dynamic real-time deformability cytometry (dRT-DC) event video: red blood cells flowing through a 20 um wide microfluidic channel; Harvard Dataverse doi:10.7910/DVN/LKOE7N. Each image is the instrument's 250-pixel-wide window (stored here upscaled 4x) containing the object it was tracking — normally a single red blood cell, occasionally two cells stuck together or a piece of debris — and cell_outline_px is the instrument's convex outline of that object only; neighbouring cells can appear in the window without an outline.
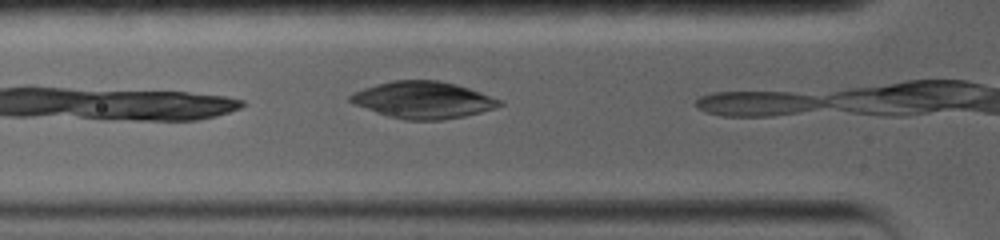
{"species": "common noctule bat (a hibernating species)", "species_latin": "Nyctalus noctula", "temperature_condition": "warm", "stored_images_in_passage": 6, "camera_frame_rate_fps": 5000, "um_per_image_px": 0.085, "animal": {"sex": "female", "body_mass_g": 19.0, "forearm_length_mm": 56.7}, "frame": {"image": 1, "passage_image": 4, "time_ms": 1.2, "image_size_px": [1000, 240], "cell_outline_px": [[504, 104], [496, 108], [464, 116], [440, 120], [404, 120], [388, 116], [376, 112], [356, 104], [348, 100], [348, 96], [364, 88], [376, 84], [392, 80], [440, 80], [456, 84], [480, 92], [500, 100]], "centroid_in_image_um": [35.97, 8.49], "position_along_channel_um": 89.8, "area_um2": 31.85}}